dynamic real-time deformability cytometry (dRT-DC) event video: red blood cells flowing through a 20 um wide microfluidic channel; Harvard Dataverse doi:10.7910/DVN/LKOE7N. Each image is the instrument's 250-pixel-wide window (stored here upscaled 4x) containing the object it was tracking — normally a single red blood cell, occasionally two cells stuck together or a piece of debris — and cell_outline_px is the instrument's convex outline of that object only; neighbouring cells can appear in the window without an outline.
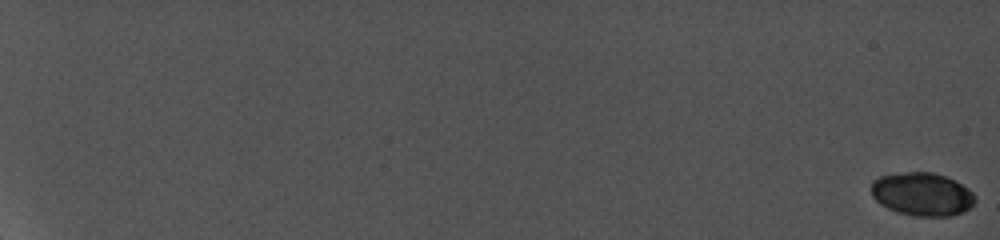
{"species": "common noctule bat (a hibernating species)", "species_latin": "Nyctalus noctula", "temperature_condition": "cold", "stored_images_in_passage": 11, "camera_frame_rate_fps": 5000, "um_per_image_px": 0.085, "animal": {"sex": "female", "body_mass_g": 19.0, "forearm_length_mm": 56.7}, "frame": {"image": 1, "passage_image": 1, "time_ms": 0.0, "image_size_px": [1000, 240], "cell_outline_px": [[976, 200], [964, 212], [952, 216], [912, 216], [896, 212], [880, 204], [872, 196], [872, 180], [880, 176], [908, 172], [932, 172], [944, 176], [968, 188], [976, 196]], "centroid_in_image_um": [78.38, 16.52], "position_along_channel_um": 6.6, "area_um2": 26.13}}
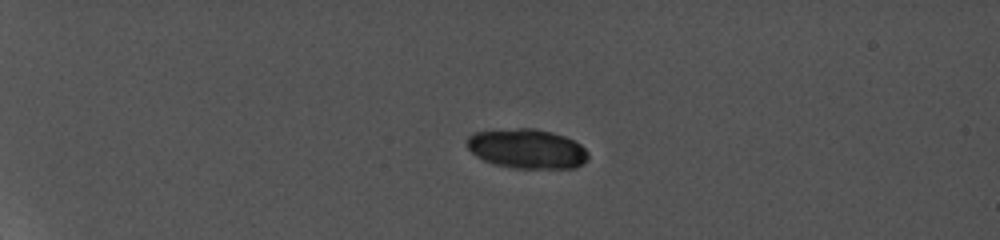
{"frame": {"image": 2, "passage_image": 8, "time_ms": 6.0, "image_size_px": [1000, 240], "cell_outline_px": [[588, 160], [584, 164], [576, 168], [512, 168], [492, 164], [476, 156], [464, 144], [464, 140], [472, 132], [516, 128], [536, 128], [552, 132], [564, 136], [580, 144], [588, 152]], "centroid_in_image_um": [44.76, 12.64], "position_along_channel_um": 40.2, "area_um2": 28.38}}